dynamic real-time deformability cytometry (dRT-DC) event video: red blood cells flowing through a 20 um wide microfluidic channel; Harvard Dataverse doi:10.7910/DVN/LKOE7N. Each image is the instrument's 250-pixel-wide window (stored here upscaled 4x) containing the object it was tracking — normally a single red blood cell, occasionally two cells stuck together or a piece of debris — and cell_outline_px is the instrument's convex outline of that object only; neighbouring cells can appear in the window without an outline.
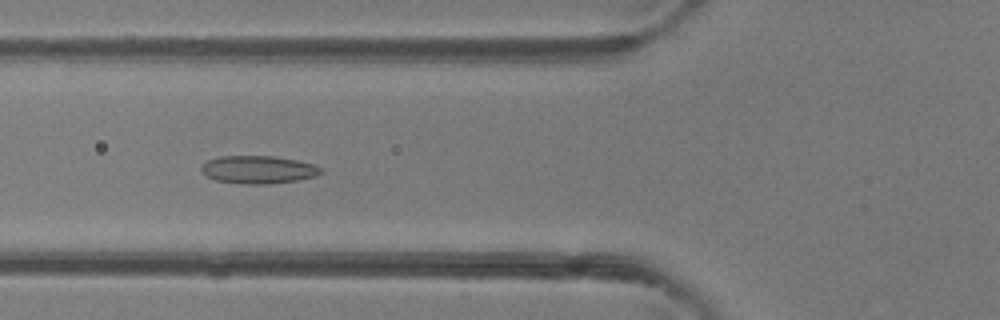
{"species": "common noctule bat (a hibernating species)", "species_latin": "Nyctalus noctula", "temperature_condition": "room temperature", "stored_images_in_passage": 47, "camera_frame_rate_fps": 3000, "um_per_image_px": 0.085, "animal": {"sex": "female"}, "frame": {"image": 1, "passage_image": 18, "time_ms": 5.667, "image_size_px": [1000, 320], "cell_outline_px": [[324, 172], [316, 176], [296, 180], [264, 184], [240, 184], [216, 180], [204, 176], [200, 172], [200, 168], [208, 160], [220, 156], [272, 156], [296, 160], [316, 164], [324, 168]], "centroid_in_image_um": [21.96, 14.42], "position_along_channel_um": 103.8, "area_um2": 19.59}}
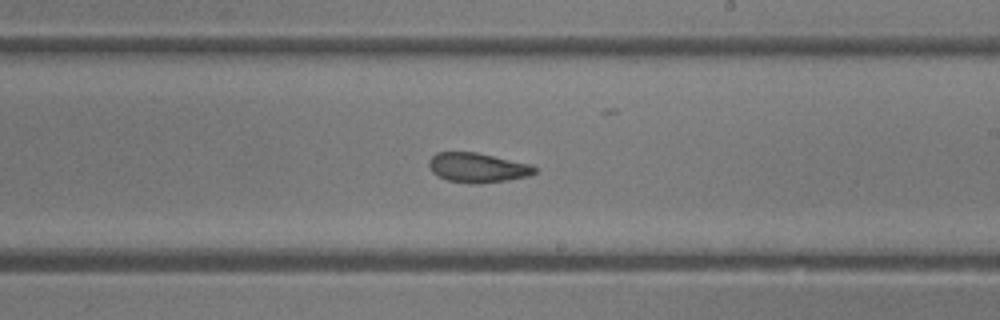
{"frame": {"image": 2, "passage_image": 28, "time_ms": 9.0, "image_size_px": [1000, 320], "cell_outline_px": [[536, 172], [528, 176], [508, 180], [480, 184], [476, 184], [448, 180], [432, 172], [428, 164], [428, 160], [436, 152], [476, 152], [532, 164], [536, 168]], "centroid_in_image_um": [40.6, 14.24], "position_along_channel_um": 248.4, "area_um2": 18.26}}
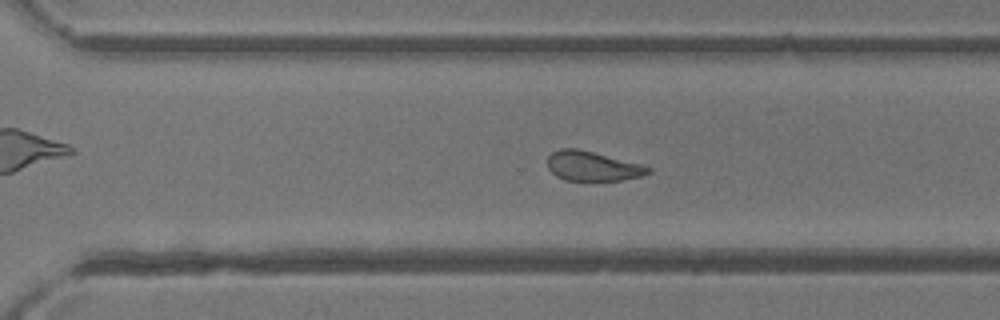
{"frame": {"image": 3, "passage_image": 33, "time_ms": 10.667, "image_size_px": [1000, 320], "cell_outline_px": [[652, 172], [640, 176], [620, 180], [564, 180], [556, 176], [548, 168], [548, 156], [552, 152], [560, 148], [576, 148], [640, 164], [652, 168]], "centroid_in_image_um": [50.33, 14.12], "position_along_channel_um": 320.3, "area_um2": 17.11}, "authors_computed_cell_mechanics": {"area_um2": 19.652, "velocity_mm_per_s": 4.3242, "shape_relaxation_time_tau1_ms": null, "shape_relaxation_time_tau2_ms": 2.2271, "deformation_change_tau1": null, "deformation_change_tau2": 0.0916}}